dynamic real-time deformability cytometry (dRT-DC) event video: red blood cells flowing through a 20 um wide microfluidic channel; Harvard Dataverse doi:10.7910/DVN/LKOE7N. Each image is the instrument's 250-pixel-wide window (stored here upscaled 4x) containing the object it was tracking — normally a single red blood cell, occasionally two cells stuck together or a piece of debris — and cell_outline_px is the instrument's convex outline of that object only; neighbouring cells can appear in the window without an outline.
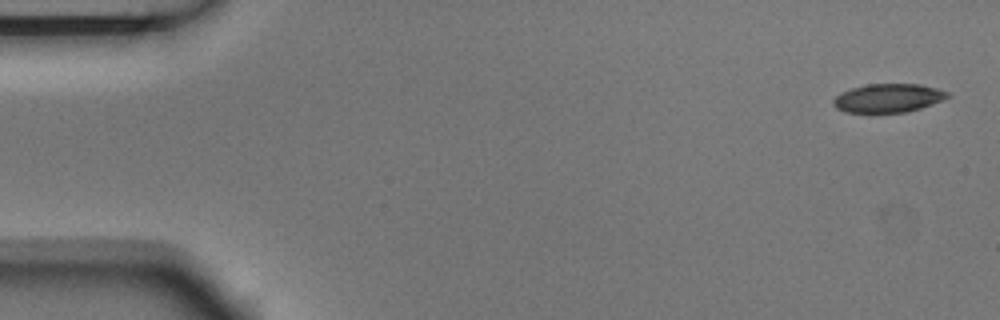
{"species": "Egyptian fruit bat (a non-hibernating species)", "species_latin": "Rousettus aegyptiacus", "temperature_condition": "room temperature", "stored_images_in_passage": 4, "camera_frame_rate_fps": 3000, "um_per_image_px": 0.085, "animal": {"sex": "male"}, "frame": {"image": 1, "passage_image": 1, "time_ms": 0.0, "image_size_px": [1000, 320], "cell_outline_px": [[952, 96], [932, 104], [908, 112], [844, 112], [836, 108], [832, 104], [832, 100], [840, 92], [852, 88], [868, 84], [920, 84], [936, 88], [948, 92]], "centroid_in_image_um": [75.48, 8.33], "position_along_channel_um": 9.5, "area_um2": 19.07}}
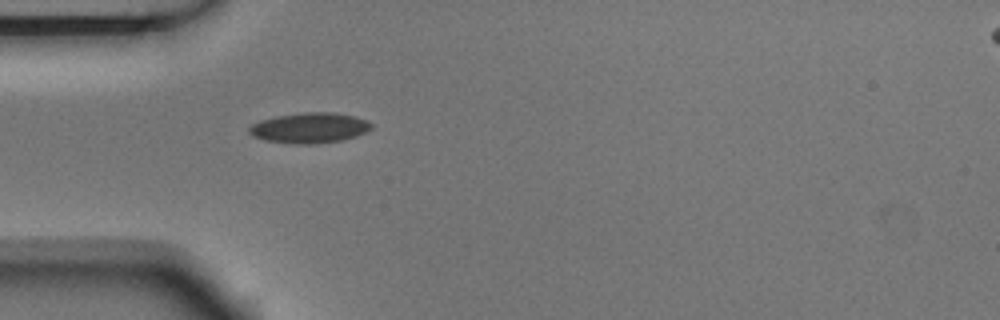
{"frame": {"image": 2, "passage_image": 4, "time_ms": 1.0, "image_size_px": [1000, 320], "cell_outline_px": [[372, 128], [356, 136], [340, 140], [308, 144], [292, 144], [264, 140], [252, 136], [248, 132], [248, 128], [252, 124], [260, 120], [276, 116], [304, 112], [332, 112], [352, 116], [364, 120], [372, 124]], "centroid_in_image_um": [26.25, 10.87], "position_along_channel_um": 58.8, "area_um2": 21.44}}